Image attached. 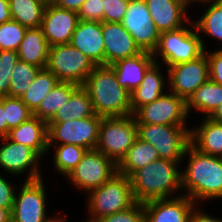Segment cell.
<instances>
[{"mask_svg": "<svg viewBox=\"0 0 222 222\" xmlns=\"http://www.w3.org/2000/svg\"><path fill=\"white\" fill-rule=\"evenodd\" d=\"M189 155L186 169H182V191L198 206V201L222 198V157L203 154L191 144L185 157Z\"/></svg>", "mask_w": 222, "mask_h": 222, "instance_id": "6da1fadb", "label": "cell"}, {"mask_svg": "<svg viewBox=\"0 0 222 222\" xmlns=\"http://www.w3.org/2000/svg\"><path fill=\"white\" fill-rule=\"evenodd\" d=\"M82 87L88 92L96 115L100 117L132 115L130 93L119 84L110 66H96Z\"/></svg>", "mask_w": 222, "mask_h": 222, "instance_id": "7a4b0ae2", "label": "cell"}, {"mask_svg": "<svg viewBox=\"0 0 222 222\" xmlns=\"http://www.w3.org/2000/svg\"><path fill=\"white\" fill-rule=\"evenodd\" d=\"M179 162L182 161L157 159L133 172L129 179L136 202L171 198L175 191L182 190Z\"/></svg>", "mask_w": 222, "mask_h": 222, "instance_id": "3957f363", "label": "cell"}, {"mask_svg": "<svg viewBox=\"0 0 222 222\" xmlns=\"http://www.w3.org/2000/svg\"><path fill=\"white\" fill-rule=\"evenodd\" d=\"M88 197V214L91 217L85 222H96L136 203L129 177L118 172L103 185L91 190Z\"/></svg>", "mask_w": 222, "mask_h": 222, "instance_id": "277c9868", "label": "cell"}, {"mask_svg": "<svg viewBox=\"0 0 222 222\" xmlns=\"http://www.w3.org/2000/svg\"><path fill=\"white\" fill-rule=\"evenodd\" d=\"M187 25L160 34L157 47L152 53L155 61L161 55L162 61L168 68L194 60L205 52V42L199 35L194 22L189 21Z\"/></svg>", "mask_w": 222, "mask_h": 222, "instance_id": "5b68a950", "label": "cell"}, {"mask_svg": "<svg viewBox=\"0 0 222 222\" xmlns=\"http://www.w3.org/2000/svg\"><path fill=\"white\" fill-rule=\"evenodd\" d=\"M137 137V123L134 115L102 117L95 150L102 152L118 164Z\"/></svg>", "mask_w": 222, "mask_h": 222, "instance_id": "8992f818", "label": "cell"}, {"mask_svg": "<svg viewBox=\"0 0 222 222\" xmlns=\"http://www.w3.org/2000/svg\"><path fill=\"white\" fill-rule=\"evenodd\" d=\"M139 139L151 144L160 159L182 161L191 144L190 129L186 126L137 124Z\"/></svg>", "mask_w": 222, "mask_h": 222, "instance_id": "52a82bcc", "label": "cell"}, {"mask_svg": "<svg viewBox=\"0 0 222 222\" xmlns=\"http://www.w3.org/2000/svg\"><path fill=\"white\" fill-rule=\"evenodd\" d=\"M96 66L79 49L69 44L50 46L46 68L59 82L82 86Z\"/></svg>", "mask_w": 222, "mask_h": 222, "instance_id": "ba28073f", "label": "cell"}, {"mask_svg": "<svg viewBox=\"0 0 222 222\" xmlns=\"http://www.w3.org/2000/svg\"><path fill=\"white\" fill-rule=\"evenodd\" d=\"M102 117L98 115L68 120L60 123H47L48 149L56 143L77 145L87 151L95 150Z\"/></svg>", "mask_w": 222, "mask_h": 222, "instance_id": "9c48e42d", "label": "cell"}, {"mask_svg": "<svg viewBox=\"0 0 222 222\" xmlns=\"http://www.w3.org/2000/svg\"><path fill=\"white\" fill-rule=\"evenodd\" d=\"M117 173V164L102 152L89 150L67 175L75 188L88 191L100 187Z\"/></svg>", "mask_w": 222, "mask_h": 222, "instance_id": "30bf717a", "label": "cell"}, {"mask_svg": "<svg viewBox=\"0 0 222 222\" xmlns=\"http://www.w3.org/2000/svg\"><path fill=\"white\" fill-rule=\"evenodd\" d=\"M133 115L137 124L186 126L187 102L168 91L140 107Z\"/></svg>", "mask_w": 222, "mask_h": 222, "instance_id": "8fae6325", "label": "cell"}, {"mask_svg": "<svg viewBox=\"0 0 222 222\" xmlns=\"http://www.w3.org/2000/svg\"><path fill=\"white\" fill-rule=\"evenodd\" d=\"M46 194L43 179L24 181L14 196L11 222H46Z\"/></svg>", "mask_w": 222, "mask_h": 222, "instance_id": "7c38bea8", "label": "cell"}, {"mask_svg": "<svg viewBox=\"0 0 222 222\" xmlns=\"http://www.w3.org/2000/svg\"><path fill=\"white\" fill-rule=\"evenodd\" d=\"M121 24L133 37L141 51L153 53L160 33L152 21L144 0H130Z\"/></svg>", "mask_w": 222, "mask_h": 222, "instance_id": "4fadbf2b", "label": "cell"}, {"mask_svg": "<svg viewBox=\"0 0 222 222\" xmlns=\"http://www.w3.org/2000/svg\"><path fill=\"white\" fill-rule=\"evenodd\" d=\"M167 72L170 92L187 101L209 79L207 56L204 52L194 60L168 67Z\"/></svg>", "mask_w": 222, "mask_h": 222, "instance_id": "5bb4252c", "label": "cell"}, {"mask_svg": "<svg viewBox=\"0 0 222 222\" xmlns=\"http://www.w3.org/2000/svg\"><path fill=\"white\" fill-rule=\"evenodd\" d=\"M0 167L11 175H20L28 170L25 181L42 178L39 161L41 157L31 148L10 141L7 137L0 138ZM38 163V164H37Z\"/></svg>", "mask_w": 222, "mask_h": 222, "instance_id": "9a60e30c", "label": "cell"}, {"mask_svg": "<svg viewBox=\"0 0 222 222\" xmlns=\"http://www.w3.org/2000/svg\"><path fill=\"white\" fill-rule=\"evenodd\" d=\"M79 21L76 11L46 5L41 28L49 46L69 44Z\"/></svg>", "mask_w": 222, "mask_h": 222, "instance_id": "2e32d148", "label": "cell"}, {"mask_svg": "<svg viewBox=\"0 0 222 222\" xmlns=\"http://www.w3.org/2000/svg\"><path fill=\"white\" fill-rule=\"evenodd\" d=\"M145 222H189L196 203L184 194L143 203Z\"/></svg>", "mask_w": 222, "mask_h": 222, "instance_id": "e0dca14e", "label": "cell"}, {"mask_svg": "<svg viewBox=\"0 0 222 222\" xmlns=\"http://www.w3.org/2000/svg\"><path fill=\"white\" fill-rule=\"evenodd\" d=\"M102 34L105 66L142 52L121 23L102 22Z\"/></svg>", "mask_w": 222, "mask_h": 222, "instance_id": "ac0fdd59", "label": "cell"}, {"mask_svg": "<svg viewBox=\"0 0 222 222\" xmlns=\"http://www.w3.org/2000/svg\"><path fill=\"white\" fill-rule=\"evenodd\" d=\"M70 44L87 56L95 66H104L102 22L79 20Z\"/></svg>", "mask_w": 222, "mask_h": 222, "instance_id": "d6986e66", "label": "cell"}, {"mask_svg": "<svg viewBox=\"0 0 222 222\" xmlns=\"http://www.w3.org/2000/svg\"><path fill=\"white\" fill-rule=\"evenodd\" d=\"M158 32L177 30L187 25V7L181 0H144ZM186 22V24H185Z\"/></svg>", "mask_w": 222, "mask_h": 222, "instance_id": "ffe728a7", "label": "cell"}, {"mask_svg": "<svg viewBox=\"0 0 222 222\" xmlns=\"http://www.w3.org/2000/svg\"><path fill=\"white\" fill-rule=\"evenodd\" d=\"M154 62L152 53L142 51L138 55L118 60L110 67L119 84L131 94L141 84L145 72Z\"/></svg>", "mask_w": 222, "mask_h": 222, "instance_id": "44dd1931", "label": "cell"}, {"mask_svg": "<svg viewBox=\"0 0 222 222\" xmlns=\"http://www.w3.org/2000/svg\"><path fill=\"white\" fill-rule=\"evenodd\" d=\"M7 138L33 149L41 158L49 151L47 123L35 116L11 129Z\"/></svg>", "mask_w": 222, "mask_h": 222, "instance_id": "7402d4cb", "label": "cell"}, {"mask_svg": "<svg viewBox=\"0 0 222 222\" xmlns=\"http://www.w3.org/2000/svg\"><path fill=\"white\" fill-rule=\"evenodd\" d=\"M156 60L145 72L141 84L130 94L132 115L143 105L153 102L164 94L165 77ZM161 70V71H160Z\"/></svg>", "mask_w": 222, "mask_h": 222, "instance_id": "603a6c76", "label": "cell"}, {"mask_svg": "<svg viewBox=\"0 0 222 222\" xmlns=\"http://www.w3.org/2000/svg\"><path fill=\"white\" fill-rule=\"evenodd\" d=\"M204 119L197 128H190L191 145L203 154L222 157V123Z\"/></svg>", "mask_w": 222, "mask_h": 222, "instance_id": "cb8c5ba5", "label": "cell"}, {"mask_svg": "<svg viewBox=\"0 0 222 222\" xmlns=\"http://www.w3.org/2000/svg\"><path fill=\"white\" fill-rule=\"evenodd\" d=\"M49 44L41 27L27 29L18 49V58L41 69L46 68Z\"/></svg>", "mask_w": 222, "mask_h": 222, "instance_id": "d4e9b609", "label": "cell"}, {"mask_svg": "<svg viewBox=\"0 0 222 222\" xmlns=\"http://www.w3.org/2000/svg\"><path fill=\"white\" fill-rule=\"evenodd\" d=\"M160 159L156 149L137 137L132 147L117 164V172L129 177L133 172Z\"/></svg>", "mask_w": 222, "mask_h": 222, "instance_id": "484cf974", "label": "cell"}, {"mask_svg": "<svg viewBox=\"0 0 222 222\" xmlns=\"http://www.w3.org/2000/svg\"><path fill=\"white\" fill-rule=\"evenodd\" d=\"M96 115L88 92L80 86L48 123L78 120Z\"/></svg>", "mask_w": 222, "mask_h": 222, "instance_id": "4316f807", "label": "cell"}, {"mask_svg": "<svg viewBox=\"0 0 222 222\" xmlns=\"http://www.w3.org/2000/svg\"><path fill=\"white\" fill-rule=\"evenodd\" d=\"M187 102V112L195 109L209 117L216 108L222 103V85L208 79L204 84L189 97Z\"/></svg>", "mask_w": 222, "mask_h": 222, "instance_id": "83f0119b", "label": "cell"}, {"mask_svg": "<svg viewBox=\"0 0 222 222\" xmlns=\"http://www.w3.org/2000/svg\"><path fill=\"white\" fill-rule=\"evenodd\" d=\"M79 87L73 83L58 82L40 102L38 108L33 112V116L48 123Z\"/></svg>", "mask_w": 222, "mask_h": 222, "instance_id": "f1b7e54d", "label": "cell"}, {"mask_svg": "<svg viewBox=\"0 0 222 222\" xmlns=\"http://www.w3.org/2000/svg\"><path fill=\"white\" fill-rule=\"evenodd\" d=\"M12 20L25 28H39L42 25L46 5L38 0H9Z\"/></svg>", "mask_w": 222, "mask_h": 222, "instance_id": "f546056e", "label": "cell"}, {"mask_svg": "<svg viewBox=\"0 0 222 222\" xmlns=\"http://www.w3.org/2000/svg\"><path fill=\"white\" fill-rule=\"evenodd\" d=\"M58 82L57 77L47 68L40 69L20 99L34 112Z\"/></svg>", "mask_w": 222, "mask_h": 222, "instance_id": "4dcf8cb0", "label": "cell"}, {"mask_svg": "<svg viewBox=\"0 0 222 222\" xmlns=\"http://www.w3.org/2000/svg\"><path fill=\"white\" fill-rule=\"evenodd\" d=\"M198 33L222 41V0H212L200 19L193 21Z\"/></svg>", "mask_w": 222, "mask_h": 222, "instance_id": "1f68e13d", "label": "cell"}, {"mask_svg": "<svg viewBox=\"0 0 222 222\" xmlns=\"http://www.w3.org/2000/svg\"><path fill=\"white\" fill-rule=\"evenodd\" d=\"M40 69L35 65L18 60L11 73L9 96L20 98Z\"/></svg>", "mask_w": 222, "mask_h": 222, "instance_id": "d6a6232c", "label": "cell"}, {"mask_svg": "<svg viewBox=\"0 0 222 222\" xmlns=\"http://www.w3.org/2000/svg\"><path fill=\"white\" fill-rule=\"evenodd\" d=\"M56 147L57 149L53 155L55 169L60 174H65L66 176L73 171L87 151L83 147L71 144H62L58 146L56 144Z\"/></svg>", "mask_w": 222, "mask_h": 222, "instance_id": "836d02e7", "label": "cell"}, {"mask_svg": "<svg viewBox=\"0 0 222 222\" xmlns=\"http://www.w3.org/2000/svg\"><path fill=\"white\" fill-rule=\"evenodd\" d=\"M2 104L5 110L8 134L11 129L33 117V112L20 98L2 96Z\"/></svg>", "mask_w": 222, "mask_h": 222, "instance_id": "e575fe53", "label": "cell"}, {"mask_svg": "<svg viewBox=\"0 0 222 222\" xmlns=\"http://www.w3.org/2000/svg\"><path fill=\"white\" fill-rule=\"evenodd\" d=\"M27 28L11 20L0 25V50L18 51Z\"/></svg>", "mask_w": 222, "mask_h": 222, "instance_id": "d590c367", "label": "cell"}, {"mask_svg": "<svg viewBox=\"0 0 222 222\" xmlns=\"http://www.w3.org/2000/svg\"><path fill=\"white\" fill-rule=\"evenodd\" d=\"M18 60L17 51L0 50V97L9 96L11 73Z\"/></svg>", "mask_w": 222, "mask_h": 222, "instance_id": "8d00e7d4", "label": "cell"}, {"mask_svg": "<svg viewBox=\"0 0 222 222\" xmlns=\"http://www.w3.org/2000/svg\"><path fill=\"white\" fill-rule=\"evenodd\" d=\"M96 222H145L143 203L136 202L128 209L104 216Z\"/></svg>", "mask_w": 222, "mask_h": 222, "instance_id": "74e56055", "label": "cell"}, {"mask_svg": "<svg viewBox=\"0 0 222 222\" xmlns=\"http://www.w3.org/2000/svg\"><path fill=\"white\" fill-rule=\"evenodd\" d=\"M130 0H103V22L121 23Z\"/></svg>", "mask_w": 222, "mask_h": 222, "instance_id": "f35d334b", "label": "cell"}, {"mask_svg": "<svg viewBox=\"0 0 222 222\" xmlns=\"http://www.w3.org/2000/svg\"><path fill=\"white\" fill-rule=\"evenodd\" d=\"M103 0H86L78 10L79 20L103 22Z\"/></svg>", "mask_w": 222, "mask_h": 222, "instance_id": "ab89813d", "label": "cell"}, {"mask_svg": "<svg viewBox=\"0 0 222 222\" xmlns=\"http://www.w3.org/2000/svg\"><path fill=\"white\" fill-rule=\"evenodd\" d=\"M208 61L209 79L222 85V49L210 53L205 50Z\"/></svg>", "mask_w": 222, "mask_h": 222, "instance_id": "60d3db41", "label": "cell"}, {"mask_svg": "<svg viewBox=\"0 0 222 222\" xmlns=\"http://www.w3.org/2000/svg\"><path fill=\"white\" fill-rule=\"evenodd\" d=\"M16 191L12 183L10 184L8 180L2 175L0 176V207L6 208L10 212L13 208L14 196Z\"/></svg>", "mask_w": 222, "mask_h": 222, "instance_id": "b9f144b4", "label": "cell"}, {"mask_svg": "<svg viewBox=\"0 0 222 222\" xmlns=\"http://www.w3.org/2000/svg\"><path fill=\"white\" fill-rule=\"evenodd\" d=\"M189 222H222V219L209 216L207 213H203L201 209L196 206L193 209Z\"/></svg>", "mask_w": 222, "mask_h": 222, "instance_id": "7bdbcfd3", "label": "cell"}, {"mask_svg": "<svg viewBox=\"0 0 222 222\" xmlns=\"http://www.w3.org/2000/svg\"><path fill=\"white\" fill-rule=\"evenodd\" d=\"M86 0H55L54 4L60 8L78 12Z\"/></svg>", "mask_w": 222, "mask_h": 222, "instance_id": "ee69618b", "label": "cell"}, {"mask_svg": "<svg viewBox=\"0 0 222 222\" xmlns=\"http://www.w3.org/2000/svg\"><path fill=\"white\" fill-rule=\"evenodd\" d=\"M11 20L9 0H0V25Z\"/></svg>", "mask_w": 222, "mask_h": 222, "instance_id": "f6af8a7d", "label": "cell"}, {"mask_svg": "<svg viewBox=\"0 0 222 222\" xmlns=\"http://www.w3.org/2000/svg\"><path fill=\"white\" fill-rule=\"evenodd\" d=\"M8 126L6 123L5 110L2 104V97H0V138L7 137Z\"/></svg>", "mask_w": 222, "mask_h": 222, "instance_id": "bcb514c9", "label": "cell"}, {"mask_svg": "<svg viewBox=\"0 0 222 222\" xmlns=\"http://www.w3.org/2000/svg\"><path fill=\"white\" fill-rule=\"evenodd\" d=\"M215 122L222 123V103L216 108V110L209 116Z\"/></svg>", "mask_w": 222, "mask_h": 222, "instance_id": "7dc6e473", "label": "cell"}, {"mask_svg": "<svg viewBox=\"0 0 222 222\" xmlns=\"http://www.w3.org/2000/svg\"><path fill=\"white\" fill-rule=\"evenodd\" d=\"M0 222H11V212L0 207Z\"/></svg>", "mask_w": 222, "mask_h": 222, "instance_id": "c3c4849f", "label": "cell"}, {"mask_svg": "<svg viewBox=\"0 0 222 222\" xmlns=\"http://www.w3.org/2000/svg\"><path fill=\"white\" fill-rule=\"evenodd\" d=\"M181 1L188 7L193 2L209 4V2L212 0H181Z\"/></svg>", "mask_w": 222, "mask_h": 222, "instance_id": "681fc988", "label": "cell"}, {"mask_svg": "<svg viewBox=\"0 0 222 222\" xmlns=\"http://www.w3.org/2000/svg\"><path fill=\"white\" fill-rule=\"evenodd\" d=\"M63 218H59L57 215L50 217L46 222H64Z\"/></svg>", "mask_w": 222, "mask_h": 222, "instance_id": "f907efd6", "label": "cell"}, {"mask_svg": "<svg viewBox=\"0 0 222 222\" xmlns=\"http://www.w3.org/2000/svg\"><path fill=\"white\" fill-rule=\"evenodd\" d=\"M42 3H44L45 5H49V4H53L55 0H38Z\"/></svg>", "mask_w": 222, "mask_h": 222, "instance_id": "816d5d0a", "label": "cell"}]
</instances>
